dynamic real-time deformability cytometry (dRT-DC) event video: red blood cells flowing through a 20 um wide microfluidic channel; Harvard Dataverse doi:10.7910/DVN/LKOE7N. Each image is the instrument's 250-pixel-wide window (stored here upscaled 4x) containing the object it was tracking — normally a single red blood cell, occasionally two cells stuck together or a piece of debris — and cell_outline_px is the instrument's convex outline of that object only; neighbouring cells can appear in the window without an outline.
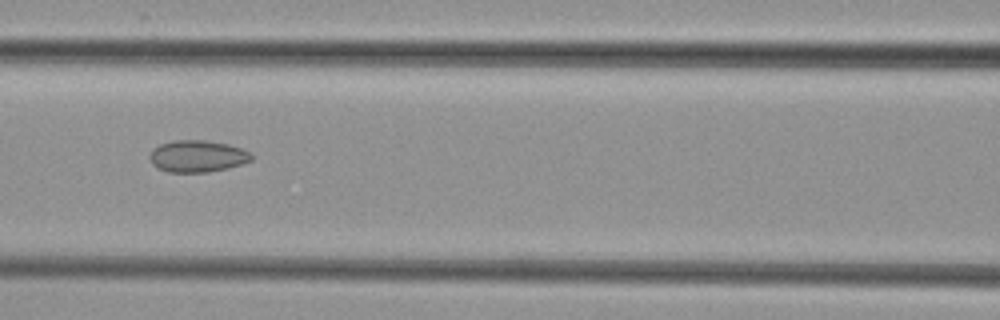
{"species": "common noctule bat (a hibernating species)", "species_latin": "Nyctalus noctula", "temperature_condition": "cold", "stored_images_in_passage": 7, "camera_frame_rate_fps": 3000, "um_per_image_px": 0.085, "animal": {"sex": "female", "body_mass_g": 29.2, "forearm_length_mm": 56.3}, "frame": {"image": 1, "passage_image": 6, "time_ms": 7.0, "image_size_px": [1000, 320], "cell_outline_px": [[252, 160], [244, 164], [228, 168], [208, 172], [168, 172], [156, 168], [152, 164], [148, 156], [152, 148], [160, 144], [172, 140], [204, 140], [228, 144], [252, 152]], "centroid_in_image_um": [16.76, 13.28], "position_along_channel_um": 149.8, "area_um2": 19.19}}
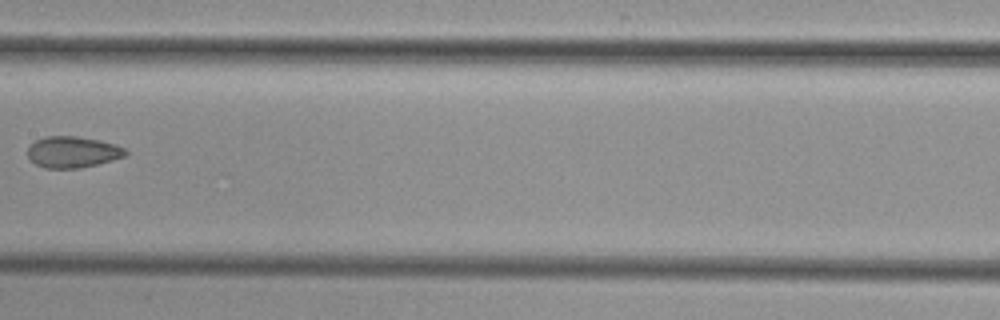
{"frame": {"image": 2, "passage_image": 7, "time_ms": 8.333, "image_size_px": [1000, 320], "cell_outline_px": [[128, 156], [80, 168], [44, 168], [36, 164], [28, 156], [28, 148], [36, 140], [44, 136], [76, 136], [100, 140], [116, 144], [124, 148], [128, 152]], "centroid_in_image_um": [6.21, 12.92], "position_along_channel_um": 201.2, "area_um2": 17.86}}